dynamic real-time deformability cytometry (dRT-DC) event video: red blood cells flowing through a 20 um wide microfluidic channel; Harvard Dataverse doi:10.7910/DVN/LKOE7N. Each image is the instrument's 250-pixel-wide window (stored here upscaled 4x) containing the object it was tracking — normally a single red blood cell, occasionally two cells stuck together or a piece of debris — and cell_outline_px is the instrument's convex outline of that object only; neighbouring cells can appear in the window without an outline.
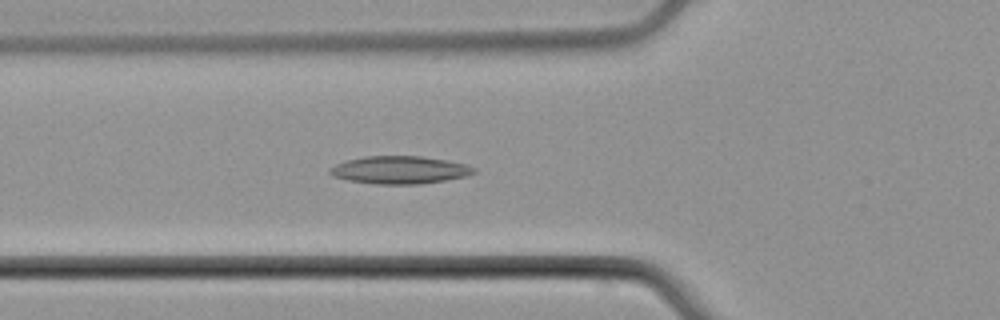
{"species": "common noctule bat (a hibernating species)", "species_latin": "Nyctalus noctula", "temperature_condition": "cold", "stored_images_in_passage": 42, "camera_frame_rate_fps": 3000, "um_per_image_px": 0.085, "animal": {"sex": "male", "body_mass_g": 21.5, "forearm_length_mm": 52.0}, "frame": {"image": 1, "passage_image": 13, "time_ms": 4.0, "image_size_px": [1000, 320], "cell_outline_px": [[476, 172], [468, 176], [420, 184], [376, 184], [348, 180], [332, 176], [328, 172], [336, 164], [348, 160], [364, 156], [420, 156], [444, 160], [464, 164], [476, 168]], "centroid_in_image_um": [33.98, 14.45], "position_along_channel_um": 91.8, "area_um2": 23.06}}
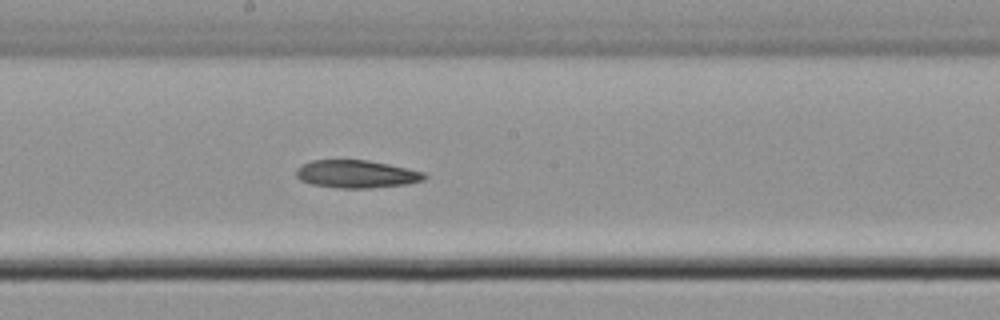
{"frame": {"image": 2, "passage_image": 23, "time_ms": 7.333, "image_size_px": [1000, 320], "cell_outline_px": [[428, 176], [424, 180], [408, 184], [372, 188], [340, 188], [312, 184], [300, 180], [296, 176], [296, 168], [312, 160], [368, 160], [388, 164], [424, 172]], "centroid_in_image_um": [30.31, 14.8], "position_along_channel_um": 217.9, "area_um2": 20.75}}
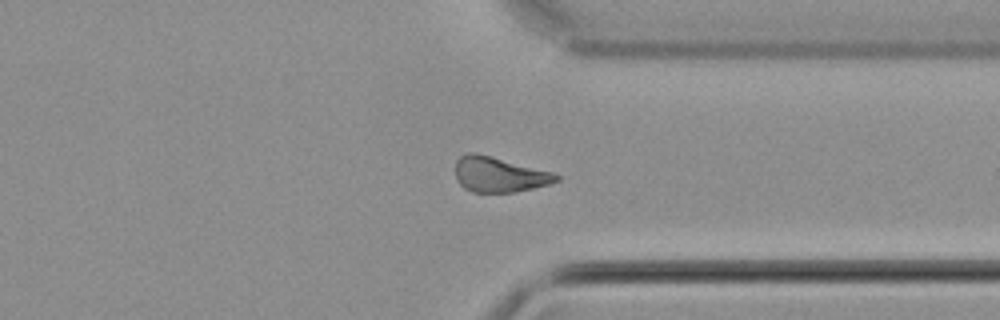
{"frame": {"image": 3, "passage_image": 35, "time_ms": 11.333, "image_size_px": [1000, 320], "cell_outline_px": [[560, 180], [548, 184], [516, 192], [472, 192], [464, 188], [456, 180], [456, 160], [460, 156], [468, 152], [476, 152], [492, 156], [552, 172], [560, 176]], "centroid_in_image_um": [42.4, 14.83], "position_along_channel_um": 369.0, "area_um2": 20.69}}